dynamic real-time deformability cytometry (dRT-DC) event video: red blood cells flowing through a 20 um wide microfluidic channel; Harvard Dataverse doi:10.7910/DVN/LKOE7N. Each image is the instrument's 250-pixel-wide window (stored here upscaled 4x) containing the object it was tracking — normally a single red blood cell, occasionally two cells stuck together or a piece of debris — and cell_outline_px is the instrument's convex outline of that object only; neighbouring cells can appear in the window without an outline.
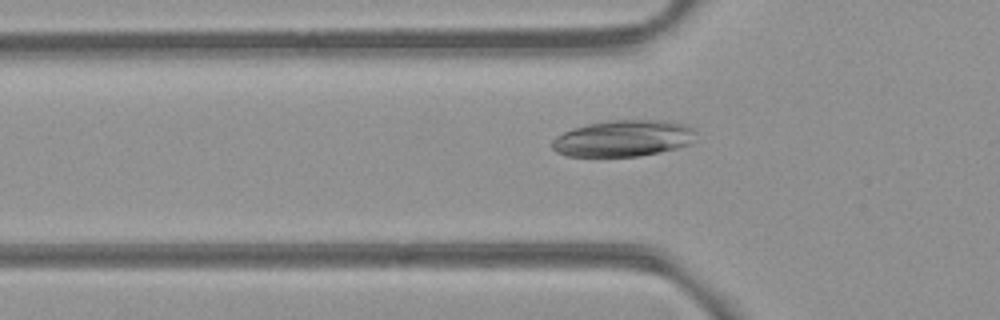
{"species": "common noctule bat (a hibernating species)", "species_latin": "Nyctalus noctula", "temperature_condition": "room temperature", "stored_images_in_passage": 41, "camera_frame_rate_fps": 3000, "um_per_image_px": 0.085, "animal": {"sex": "female", "body_mass_g": 21.9}, "frame": {"image": 1, "passage_image": 5, "time_ms": 1.333, "image_size_px": [1000, 320], "cell_outline_px": [[696, 132], [688, 144], [676, 148], [660, 152], [640, 156], [568, 156], [556, 152], [552, 148], [552, 140], [556, 136], [572, 128], [588, 124], [608, 120], [668, 120], [688, 124], [696, 128]], "centroid_in_image_um": [52.99, 11.74], "position_along_channel_um": 72.8, "area_um2": 30.69}}
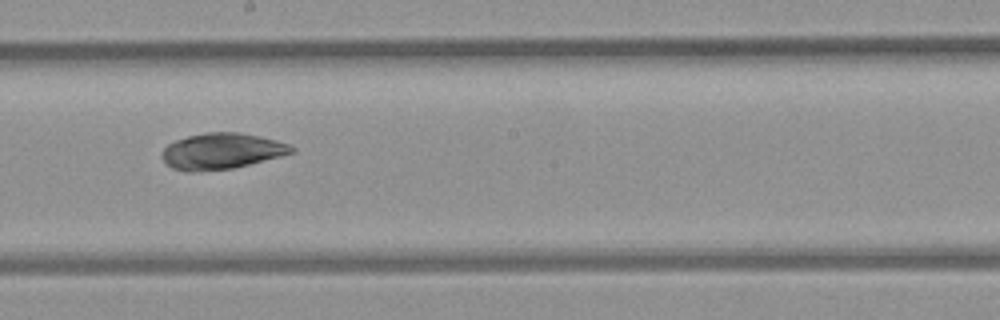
{"frame": {"image": 2, "passage_image": 17, "time_ms": 5.333, "image_size_px": [1000, 320], "cell_outline_px": [[296, 148], [292, 152], [280, 156], [232, 168], [196, 172], [188, 172], [172, 168], [164, 160], [160, 152], [168, 144], [176, 140], [188, 136], [204, 132], [240, 132], [276, 140], [288, 144]], "centroid_in_image_um": [18.8, 12.84], "position_along_channel_um": 229.4, "area_um2": 26.99}}
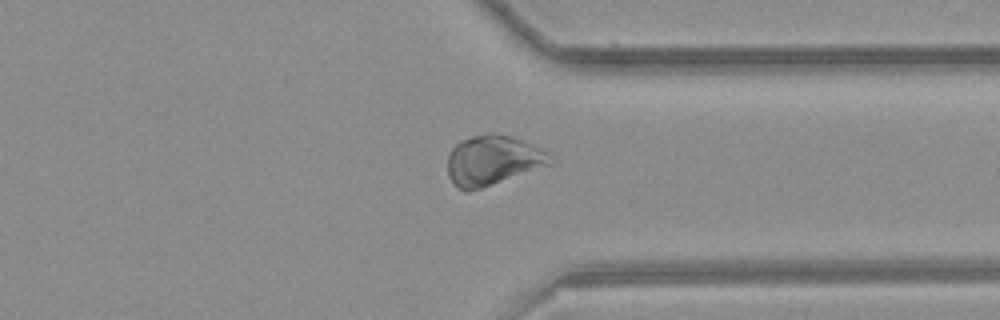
{"frame": {"image": 3, "passage_image": 28, "time_ms": 9.0, "image_size_px": [1000, 320], "cell_outline_px": [[556, 160], [552, 164], [468, 192], [456, 188], [448, 176], [448, 156], [452, 148], [460, 140], [472, 136], [488, 132], [496, 132], [512, 136], [552, 152]], "centroid_in_image_um": [41.93, 13.6], "position_along_channel_um": 369.5, "area_um2": 30.29}, "authors_computed_cell_mechanics": {"area_um2": 29.0734, "velocity_mm_per_s": 3.8753, "shape_relaxation_time_tau1_ms": null, "shape_relaxation_time_tau2_ms": 3.8086, "deformation_change_tau1": null, "deformation_change_tau2": 0.0912}}